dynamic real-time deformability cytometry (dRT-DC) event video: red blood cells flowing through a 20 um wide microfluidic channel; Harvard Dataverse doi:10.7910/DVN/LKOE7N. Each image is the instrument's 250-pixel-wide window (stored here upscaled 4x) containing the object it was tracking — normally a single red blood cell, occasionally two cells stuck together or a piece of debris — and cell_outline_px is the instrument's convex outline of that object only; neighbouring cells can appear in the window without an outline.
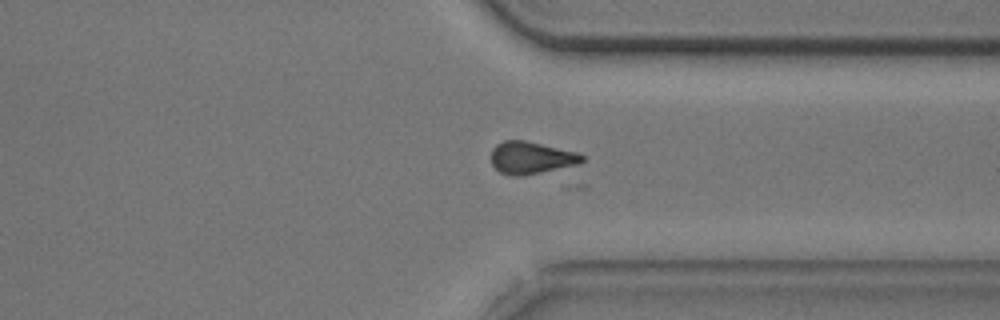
{"species": "common noctule bat (a hibernating species)", "species_latin": "Nyctalus noctula", "temperature_condition": "cold", "stored_images_in_passage": 46, "camera_frame_rate_fps": 3000, "um_per_image_px": 0.085, "animal": {"sex": "male", "body_mass_g": 20.5, "forearm_length_mm": 52.5}, "frame": {"image": 1, "passage_image": 32, "time_ms": 10.333, "image_size_px": [1000, 320], "cell_outline_px": [[584, 160], [580, 164], [524, 176], [512, 176], [500, 172], [492, 164], [492, 148], [496, 144], [504, 140], [524, 140], [580, 152], [584, 156]], "centroid_in_image_um": [45.19, 13.41], "position_along_channel_um": 366.2, "area_um2": 17.34}, "authors_computed_cell_mechanics": {"area_um2": 16.9643, "velocity_mm_per_s": 3.7656, "shape_relaxation_time_tau1_ms": 5.4476, "shape_relaxation_time_tau2_ms": 6.9525, "deformation_change_tau1": 0.1388, "deformation_change_tau2": 0.1444}}